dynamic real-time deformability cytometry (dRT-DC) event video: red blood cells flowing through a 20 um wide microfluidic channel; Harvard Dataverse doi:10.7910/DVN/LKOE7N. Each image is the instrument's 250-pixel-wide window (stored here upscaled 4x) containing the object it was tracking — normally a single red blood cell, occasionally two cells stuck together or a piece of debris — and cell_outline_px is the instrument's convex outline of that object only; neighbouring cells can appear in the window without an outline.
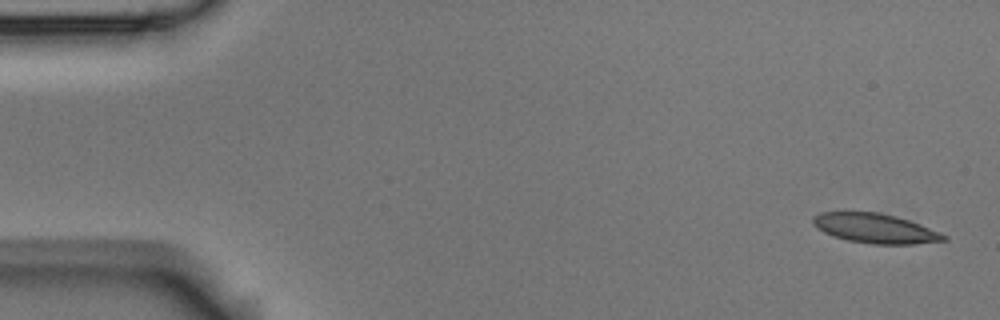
{"species": "Egyptian fruit bat (a non-hibernating species)", "species_latin": "Rousettus aegyptiacus", "temperature_condition": "room temperature", "stored_images_in_passage": 6, "camera_frame_rate_fps": 3000, "um_per_image_px": 0.085, "animal": {"sex": "male"}, "frame": {"image": 1, "passage_image": 1, "time_ms": 0.0, "image_size_px": [1000, 320], "cell_outline_px": [[948, 240], [912, 244], [872, 244], [848, 240], [832, 236], [824, 232], [812, 224], [812, 216], [820, 212], [876, 212], [896, 216], [908, 220], [948, 236]], "centroid_in_image_um": [74.34, 19.41], "position_along_channel_um": 10.7, "area_um2": 22.37}}
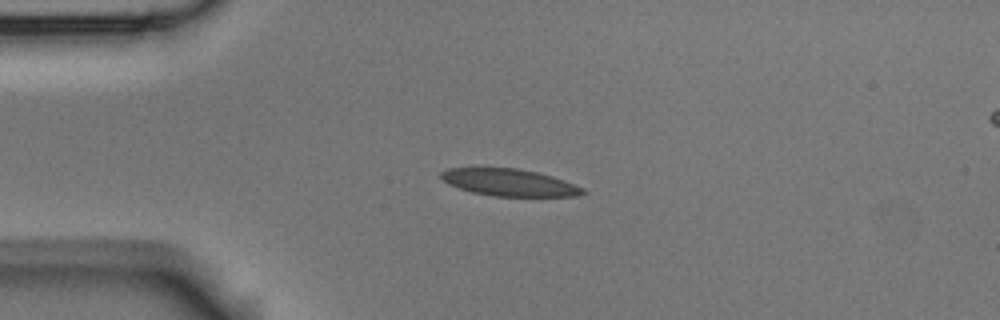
{"frame": {"image": 2, "passage_image": 4, "time_ms": 1.0, "image_size_px": [1000, 320], "cell_outline_px": [[588, 192], [576, 196], [496, 196], [472, 192], [448, 184], [440, 176], [440, 172], [448, 168], [516, 168], [536, 172], [552, 176], [564, 180], [584, 188]], "centroid_in_image_um": [43.31, 15.51], "position_along_channel_um": 41.7, "area_um2": 22.2}}
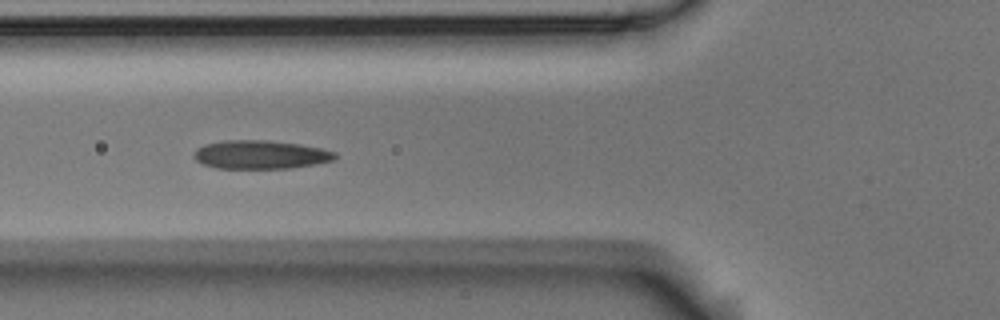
{"frame": {"image": 3, "passage_image": 6, "time_ms": 1.667, "image_size_px": [1000, 320], "cell_outline_px": [[336, 160], [288, 168], [216, 168], [204, 164], [196, 160], [192, 156], [196, 148], [204, 144], [224, 140], [268, 140], [300, 144], [320, 148], [336, 152]], "centroid_in_image_um": [22.11, 13.13], "position_along_channel_um": 103.7, "area_um2": 23.47}}